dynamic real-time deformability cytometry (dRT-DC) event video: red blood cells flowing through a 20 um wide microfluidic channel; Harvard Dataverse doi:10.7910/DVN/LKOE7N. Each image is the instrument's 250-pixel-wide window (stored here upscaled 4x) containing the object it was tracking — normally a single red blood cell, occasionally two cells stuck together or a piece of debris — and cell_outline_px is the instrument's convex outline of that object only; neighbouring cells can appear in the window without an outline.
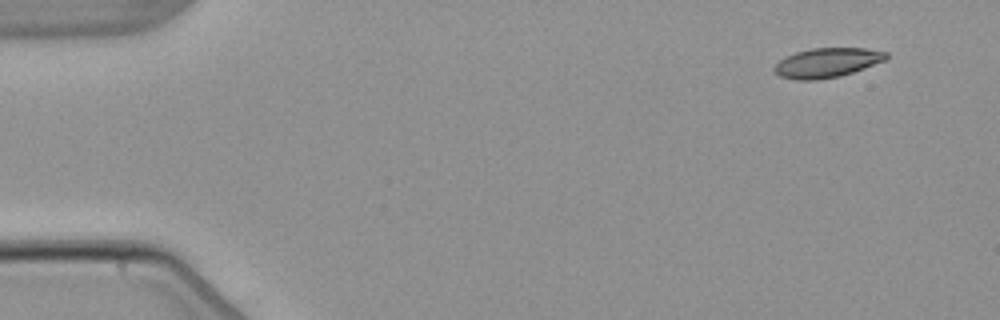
{"species": "common noctule bat (a hibernating species)", "species_latin": "Nyctalus noctula", "temperature_condition": "warm", "stored_images_in_passage": 5, "camera_frame_rate_fps": 3000, "um_per_image_px": 0.085, "animal": {"sex": "male", "body_mass_g": 21.5, "forearm_length_mm": 52.0}, "frame": {"image": 1, "passage_image": 1, "time_ms": 0.0, "image_size_px": [1000, 320], "cell_outline_px": [[888, 56], [884, 60], [852, 72], [840, 76], [816, 80], [796, 80], [780, 76], [772, 72], [772, 68], [780, 60], [796, 52], [812, 48], [864, 48], [888, 52]], "centroid_in_image_um": [70.25, 5.33], "position_along_channel_um": 14.7, "area_um2": 19.07}}
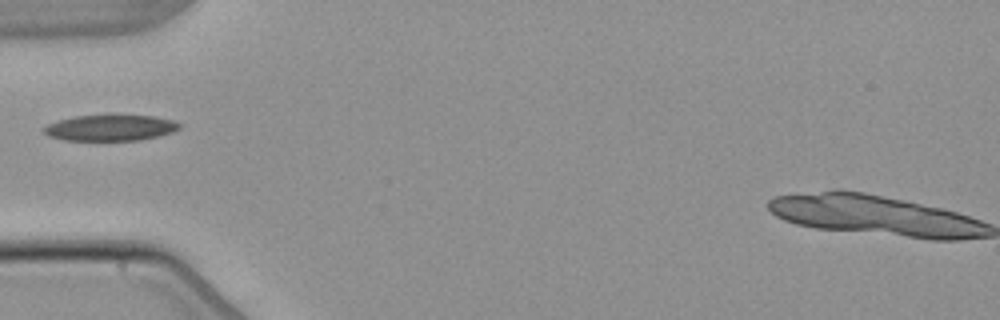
{"frame": {"image": 2, "passage_image": 4, "time_ms": 4.667, "image_size_px": [1000, 320], "cell_outline_px": [[184, 124], [180, 128], [172, 132], [140, 140], [64, 140], [48, 136], [40, 128], [56, 120], [76, 116], [152, 116], [172, 120]], "centroid_in_image_um": [9.35, 10.87], "position_along_channel_um": 75.7, "area_um2": 20.35}}
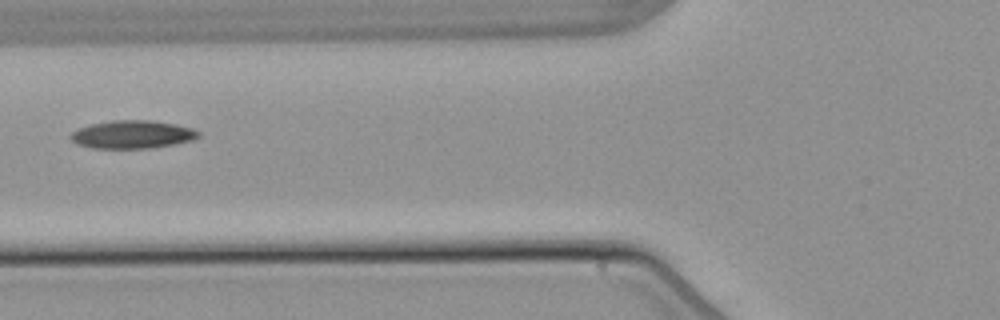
{"frame": {"image": 3, "passage_image": 5, "time_ms": 5.667, "image_size_px": [1000, 320], "cell_outline_px": [[200, 136], [192, 140], [176, 144], [152, 148], [92, 148], [76, 144], [68, 136], [72, 132], [80, 128], [92, 124], [112, 120], [152, 120], [176, 124], [192, 128], [200, 132]], "centroid_in_image_um": [11.27, 11.43], "position_along_channel_um": 114.5, "area_um2": 20.98}}